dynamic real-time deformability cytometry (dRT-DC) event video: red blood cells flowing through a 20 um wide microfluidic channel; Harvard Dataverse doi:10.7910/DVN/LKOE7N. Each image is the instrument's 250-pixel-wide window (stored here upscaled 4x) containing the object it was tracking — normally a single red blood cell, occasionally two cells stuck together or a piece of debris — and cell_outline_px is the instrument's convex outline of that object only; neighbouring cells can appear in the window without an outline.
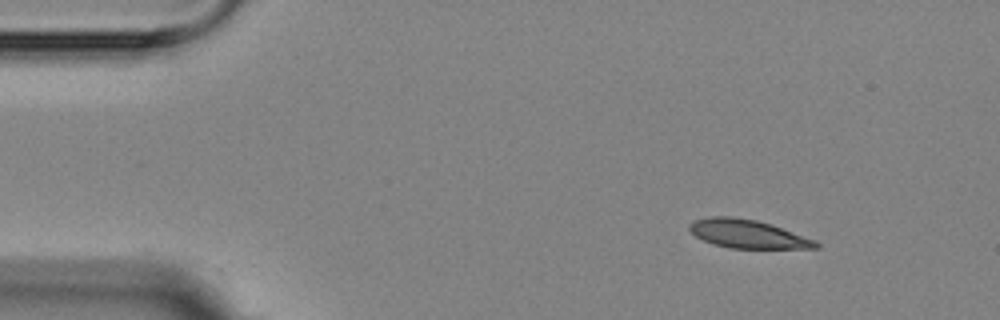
{"species": "Egyptian fruit bat (a non-hibernating species)", "species_latin": "Rousettus aegyptiacus", "temperature_condition": "room temperature", "stored_images_in_passage": 3, "camera_frame_rate_fps": 3000, "um_per_image_px": 0.085, "animal": {"sex": "female"}, "frame": {"image": 1, "passage_image": 1, "time_ms": 0.0, "image_size_px": [1000, 320], "cell_outline_px": [[820, 248], [732, 248], [716, 244], [704, 240], [696, 236], [688, 228], [688, 224], [692, 220], [712, 216], [732, 216], [756, 220], [772, 224], [816, 240], [820, 244]], "centroid_in_image_um": [63.57, 19.87], "position_along_channel_um": 21.4, "area_um2": 20.92}}